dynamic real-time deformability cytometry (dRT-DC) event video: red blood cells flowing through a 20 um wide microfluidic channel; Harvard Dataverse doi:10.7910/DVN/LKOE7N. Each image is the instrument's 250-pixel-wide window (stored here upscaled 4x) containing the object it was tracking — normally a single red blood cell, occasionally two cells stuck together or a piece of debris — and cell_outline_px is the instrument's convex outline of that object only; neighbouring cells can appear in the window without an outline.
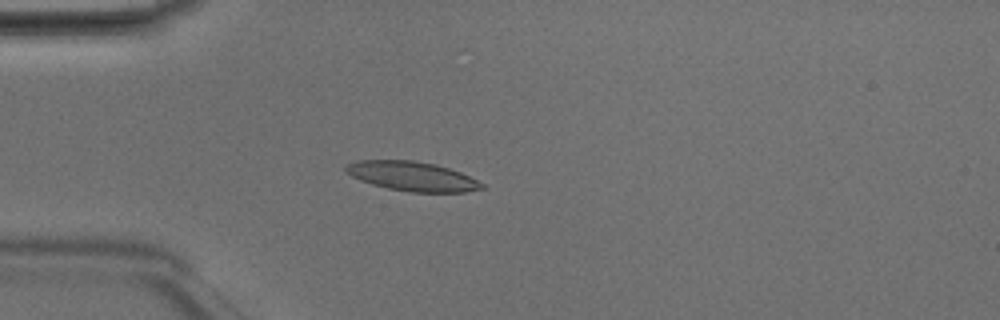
{"species": "Egyptian fruit bat (a non-hibernating species)", "species_latin": "Rousettus aegyptiacus", "temperature_condition": "room temperature", "stored_images_in_passage": 43, "camera_frame_rate_fps": 3000, "um_per_image_px": 0.085, "animal": {"sex": "male"}, "frame": {"image": 1, "passage_image": 8, "time_ms": 2.333, "image_size_px": [1000, 320], "cell_outline_px": [[484, 188], [464, 192], [412, 192], [388, 188], [372, 184], [360, 180], [344, 172], [344, 168], [348, 164], [356, 160], [412, 160], [436, 164], [460, 172], [484, 184]], "centroid_in_image_um": [35.0, 14.97], "position_along_channel_um": 50.0, "area_um2": 23.18}}
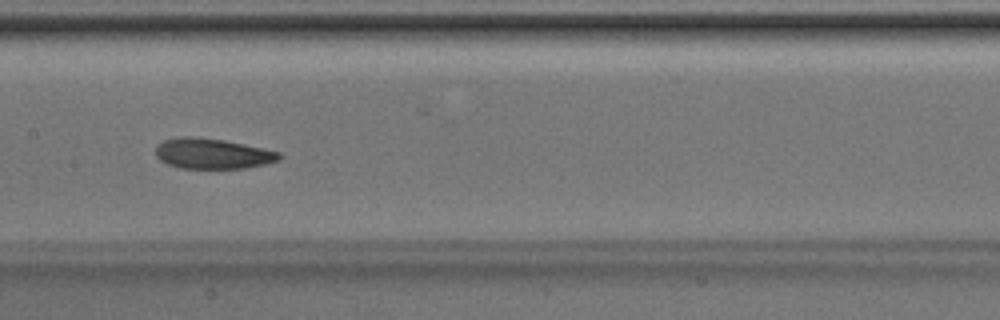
{"frame": {"image": 2, "passage_image": 19, "time_ms": 6.0, "image_size_px": [1000, 320], "cell_outline_px": [[280, 160], [264, 164], [244, 168], [180, 168], [168, 164], [160, 160], [156, 156], [156, 148], [164, 140], [184, 136], [196, 136], [224, 140], [244, 144], [280, 152]], "centroid_in_image_um": [18.05, 13.05], "position_along_channel_um": 189.3, "area_um2": 21.73}}
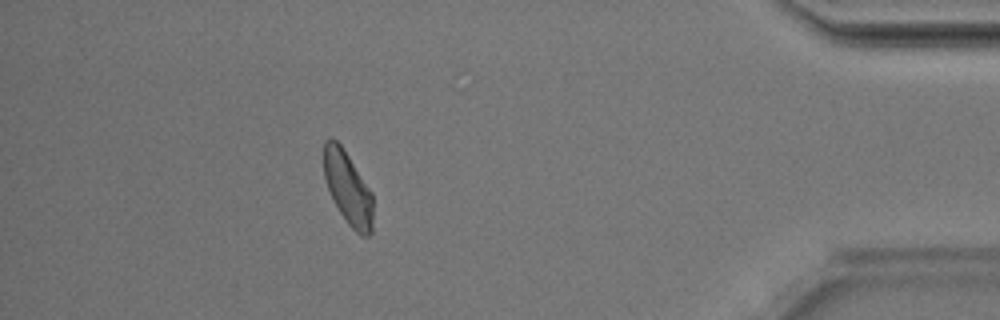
{"frame": {"image": 3, "passage_image": 38, "time_ms": 12.333, "image_size_px": [1000, 320], "cell_outline_px": [[372, 232], [368, 236], [360, 236], [348, 224], [340, 212], [328, 188], [324, 176], [324, 140], [328, 136], [332, 136], [340, 144], [372, 192]], "centroid_in_image_um": [29.57, 15.98], "position_along_channel_um": 405.6, "area_um2": 20.69}, "authors_computed_cell_mechanics": {"area_um2": 21.964, "velocity_mm_per_s": 4.1627, "shape_relaxation_time_tau1_ms": 3.6701, "shape_relaxation_time_tau2_ms": 4.0407, "deformation_change_tau1": 0.1142, "deformation_change_tau2": 0.1086}}